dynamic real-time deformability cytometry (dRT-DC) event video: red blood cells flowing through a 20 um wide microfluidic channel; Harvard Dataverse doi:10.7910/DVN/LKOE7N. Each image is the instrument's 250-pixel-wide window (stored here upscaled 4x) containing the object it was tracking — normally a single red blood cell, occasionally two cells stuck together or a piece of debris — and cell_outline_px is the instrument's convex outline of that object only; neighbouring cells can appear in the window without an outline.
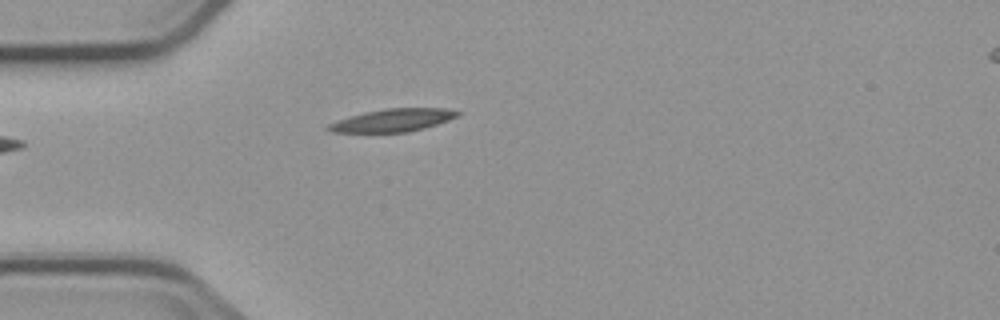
{"species": "common noctule bat (a hibernating species)", "species_latin": "Nyctalus noctula", "temperature_condition": "cold", "stored_images_in_passage": 5, "camera_frame_rate_fps": 3000, "um_per_image_px": 0.085, "animal": {"sex": "male", "body_mass_g": 23.1, "forearm_length_mm": 52.7}, "frame": {"image": 1, "passage_image": 5, "time_ms": 4.667, "image_size_px": [1000, 320], "cell_outline_px": [[460, 112], [456, 116], [448, 120], [424, 128], [408, 132], [332, 132], [324, 128], [328, 124], [336, 120], [364, 112], [388, 108], [444, 108]], "centroid_in_image_um": [33.33, 10.22], "position_along_channel_um": 51.7, "area_um2": 16.99}}